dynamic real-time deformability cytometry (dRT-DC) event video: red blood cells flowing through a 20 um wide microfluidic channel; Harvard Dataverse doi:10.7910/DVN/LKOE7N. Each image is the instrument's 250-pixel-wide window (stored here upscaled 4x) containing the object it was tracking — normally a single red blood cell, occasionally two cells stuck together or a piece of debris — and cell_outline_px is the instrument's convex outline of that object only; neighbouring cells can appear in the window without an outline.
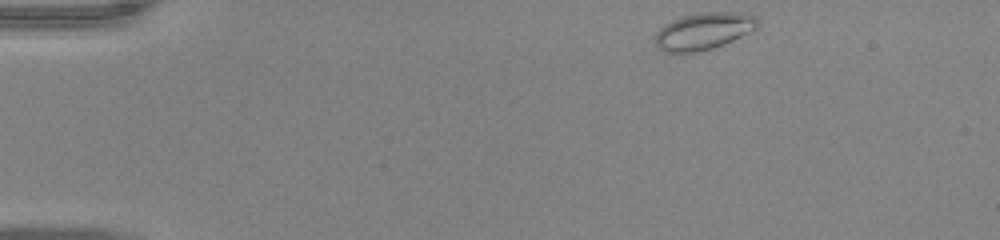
{"species": "common noctule bat (a hibernating species)", "species_latin": "Nyctalus noctula", "temperature_condition": "warm", "stored_images_in_passage": 46, "camera_frame_rate_fps": 3000, "um_per_image_px": 0.085, "animal": {"sex": "male", "body_mass_g": 20.0, "forearm_length_mm": 53.3}, "frame": {"image": 1, "passage_image": 1, "time_ms": 0.0, "image_size_px": [1000, 240], "cell_outline_px": [[756, 28], [724, 44], [712, 48], [680, 56], [664, 52], [656, 44], [656, 32], [664, 24], [672, 20], [684, 16], [700, 12], [748, 12], [756, 16]], "centroid_in_image_um": [59.76, 2.67], "position_along_channel_um": 25.2, "area_um2": 22.31}}
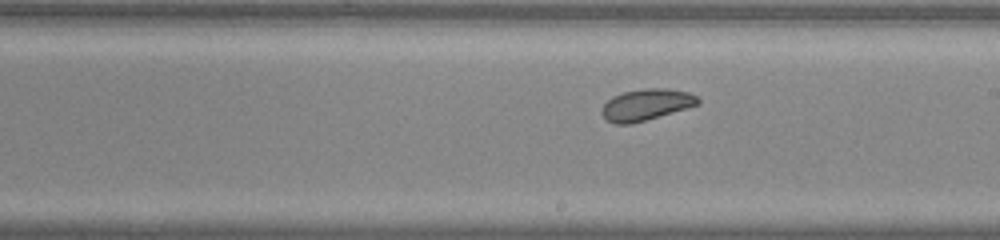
{"frame": {"image": 2, "passage_image": 24, "time_ms": 7.667, "image_size_px": [1000, 240], "cell_outline_px": [[700, 104], [632, 124], [616, 124], [608, 120], [600, 112], [600, 108], [612, 96], [624, 92], [644, 88], [668, 88], [688, 92], [696, 96], [700, 100]], "centroid_in_image_um": [54.92, 8.89], "position_along_channel_um": 234.1, "area_um2": 17.57}}
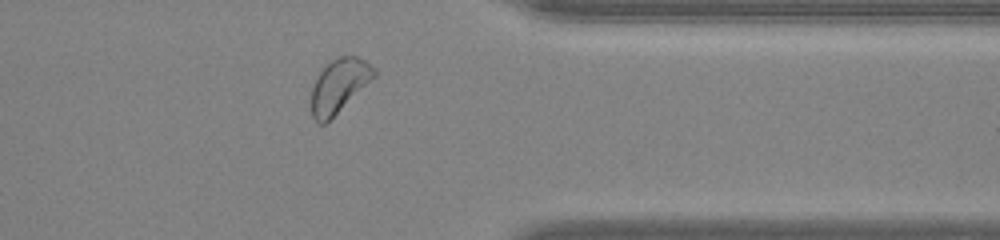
{"frame": {"image": 3, "passage_image": 36, "time_ms": 11.667, "image_size_px": [1000, 240], "cell_outline_px": [[376, 76], [324, 124], [320, 124], [312, 116], [312, 88], [320, 68], [332, 60], [340, 56], [356, 56], [364, 60], [376, 68]], "centroid_in_image_um": [28.82, 7.24], "position_along_channel_um": 382.6, "area_um2": 19.31}}